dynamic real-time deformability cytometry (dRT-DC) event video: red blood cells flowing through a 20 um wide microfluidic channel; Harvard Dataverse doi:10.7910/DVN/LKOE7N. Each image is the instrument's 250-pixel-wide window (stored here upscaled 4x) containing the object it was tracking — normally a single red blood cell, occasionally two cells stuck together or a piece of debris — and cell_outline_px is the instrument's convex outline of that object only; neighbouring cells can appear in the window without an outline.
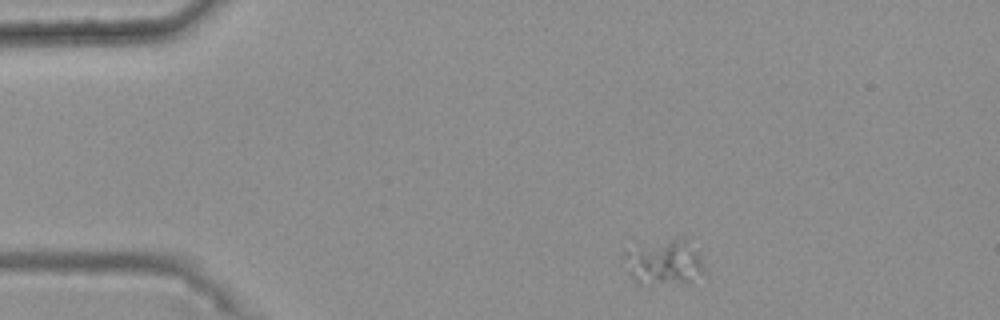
{"species": "common noctule bat (a hibernating species)", "species_latin": "Nyctalus noctula", "temperature_condition": "warm", "stored_images_in_passage": 37, "camera_frame_rate_fps": 3000, "um_per_image_px": 0.085, "animal": {"sex": "female", "body_mass_g": 25.1}, "frame": {"image": 1, "passage_image": 1, "time_ms": 0.0, "image_size_px": [1000, 320], "cell_outline_px": [[704, 272], [688, 284], [636, 284], [632, 280], [620, 260], [624, 252], [680, 236], [688, 236], [700, 256], [704, 268]], "centroid_in_image_um": [56.46, 22.32], "position_along_channel_um": 28.5, "area_um2": 21.73}}
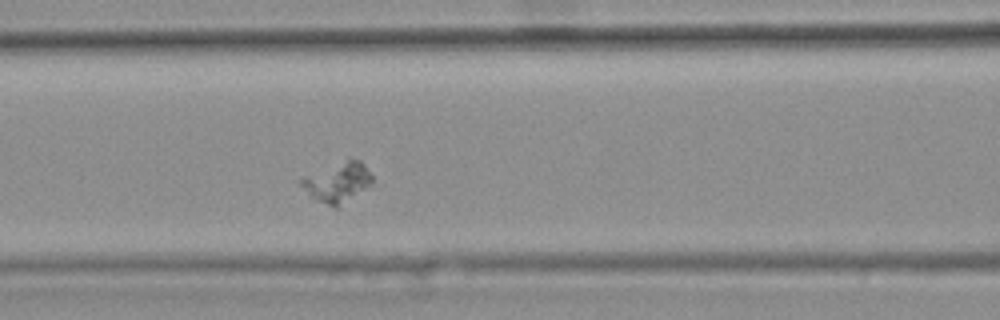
{"frame": {"image": 2, "passage_image": 15, "time_ms": 4.667, "image_size_px": [1000, 320], "cell_outline_px": [[372, 188], [336, 208], [316, 200], [296, 180], [304, 176], [348, 156], [360, 160], [364, 164], [372, 176]], "centroid_in_image_um": [28.75, 15.46], "position_along_channel_um": 137.9, "area_um2": 17.17}}
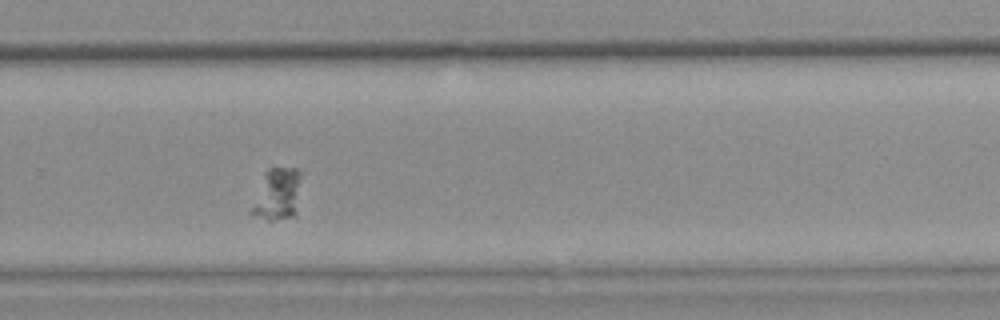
{"frame": {"image": 3, "passage_image": 29, "time_ms": 9.333, "image_size_px": [1000, 320], "cell_outline_px": [[304, 172], [296, 216], [272, 220], [268, 220], [252, 216], [248, 212], [264, 172], [268, 168], [296, 168]], "centroid_in_image_um": [23.6, 16.5], "position_along_channel_um": 306.2, "area_um2": 15.84}}